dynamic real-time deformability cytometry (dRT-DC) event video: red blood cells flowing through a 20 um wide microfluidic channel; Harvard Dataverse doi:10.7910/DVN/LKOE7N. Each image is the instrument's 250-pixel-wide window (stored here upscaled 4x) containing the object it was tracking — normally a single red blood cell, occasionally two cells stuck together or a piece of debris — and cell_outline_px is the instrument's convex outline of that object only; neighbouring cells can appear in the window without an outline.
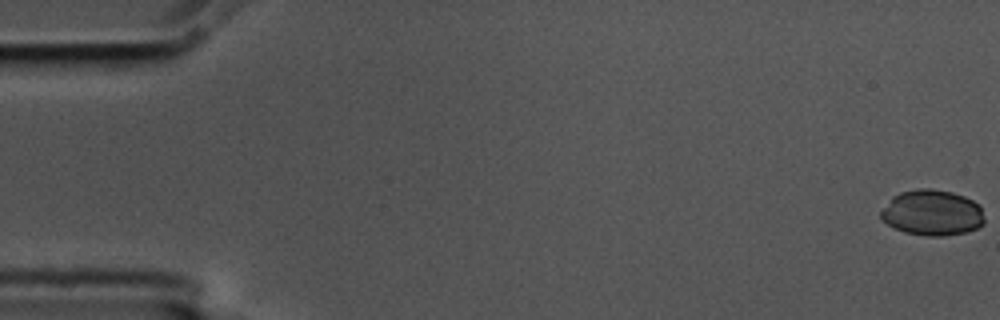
{"species": "common noctule bat (a hibernating species)", "species_latin": "Nyctalus noctula", "temperature_condition": "cold", "stored_images_in_passage": 55, "camera_frame_rate_fps": 3000, "um_per_image_px": 0.085, "animal": {"sex": "male", "body_mass_g": 17.5, "forearm_length_mm": 52.3}, "frame": {"image": 1, "passage_image": 1, "time_ms": 0.0, "image_size_px": [1000, 320], "cell_outline_px": [[984, 224], [968, 232], [944, 236], [928, 236], [904, 232], [892, 228], [880, 220], [880, 212], [892, 196], [900, 192], [916, 188], [932, 188], [952, 192], [964, 196], [972, 200], [980, 208], [984, 220]], "centroid_in_image_um": [79.18, 18.09], "position_along_channel_um": 5.8, "area_um2": 27.86}}
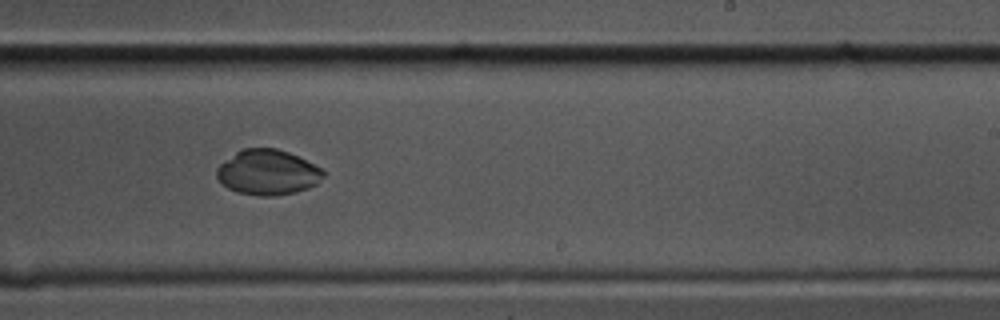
{"frame": {"image": 2, "passage_image": 35, "time_ms": 11.333, "image_size_px": [1000, 320], "cell_outline_px": [[324, 176], [316, 184], [308, 188], [276, 196], [260, 196], [236, 192], [228, 188], [216, 176], [216, 168], [220, 164], [236, 152], [244, 148], [276, 148], [288, 152], [320, 168], [324, 172]], "centroid_in_image_um": [22.73, 14.65], "position_along_channel_um": 266.3, "area_um2": 27.74}}
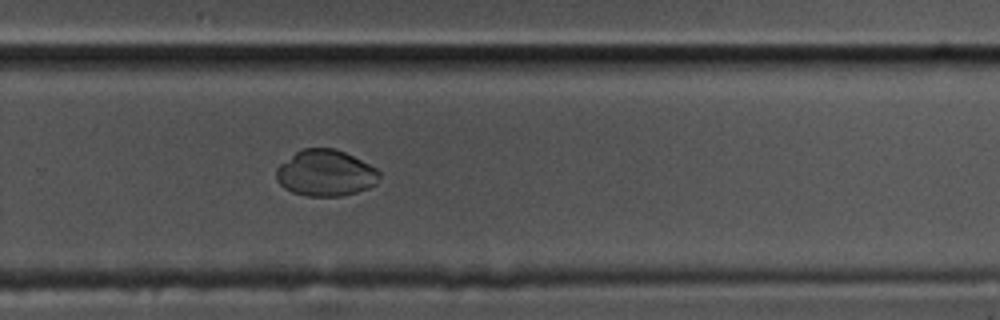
{"frame": {"image": 3, "passage_image": 38, "time_ms": 12.333, "image_size_px": [1000, 320], "cell_outline_px": [[380, 176], [376, 184], [368, 188], [356, 192], [340, 196], [308, 196], [292, 192], [284, 188], [276, 180], [276, 168], [280, 164], [296, 152], [304, 148], [332, 148], [344, 152], [376, 168], [380, 172]], "centroid_in_image_um": [27.66, 14.72], "position_along_channel_um": 302.1, "area_um2": 27.63}, "authors_computed_cell_mechanics": {"area_um2": 29.2468, "velocity_mm_per_s": 3.591, "shape_relaxation_time_tau1_ms": 10.2623, "shape_relaxation_time_tau2_ms": null, "deformation_change_tau1": 0.2031, "deformation_change_tau2": null}}